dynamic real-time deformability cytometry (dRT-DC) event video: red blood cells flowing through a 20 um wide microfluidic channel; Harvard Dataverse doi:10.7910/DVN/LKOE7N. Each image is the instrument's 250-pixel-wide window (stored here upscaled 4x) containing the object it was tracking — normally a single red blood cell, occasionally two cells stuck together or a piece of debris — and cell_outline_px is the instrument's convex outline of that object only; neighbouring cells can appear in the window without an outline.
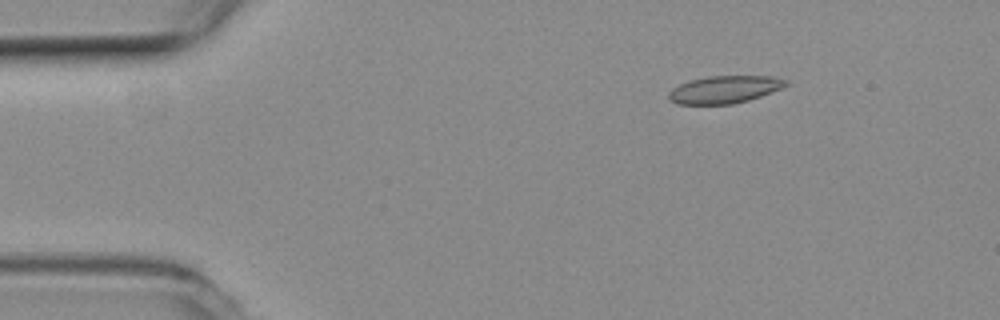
{"species": "common noctule bat (a hibernating species)", "species_latin": "Nyctalus noctula", "temperature_condition": "room temperature", "stored_images_in_passage": 3, "camera_frame_rate_fps": 3000, "um_per_image_px": 0.085, "animal": {"sex": "female", "body_mass_g": 19.3, "forearm_length_mm": 54.1}, "frame": {"image": 1, "passage_image": 1, "time_ms": 0.0, "image_size_px": [1000, 320], "cell_outline_px": [[788, 84], [780, 88], [760, 96], [748, 100], [732, 104], [676, 104], [668, 100], [668, 92], [672, 88], [688, 80], [708, 76], [772, 76], [788, 80]], "centroid_in_image_um": [61.53, 7.6], "position_along_channel_um": 23.5, "area_um2": 18.79}}